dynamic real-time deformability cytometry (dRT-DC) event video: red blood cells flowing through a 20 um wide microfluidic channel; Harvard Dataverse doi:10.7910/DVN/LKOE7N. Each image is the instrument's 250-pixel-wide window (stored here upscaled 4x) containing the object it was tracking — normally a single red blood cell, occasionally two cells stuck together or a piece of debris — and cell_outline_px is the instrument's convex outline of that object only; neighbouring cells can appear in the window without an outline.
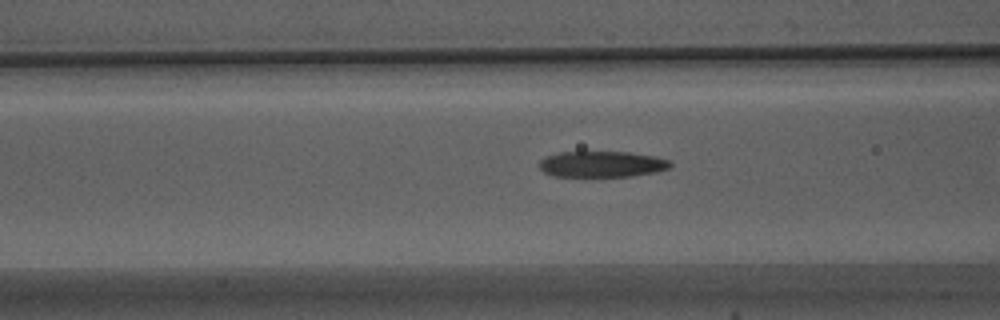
{"species": "Egyptian fruit bat (a non-hibernating species)", "species_latin": "Rousettus aegyptiacus", "temperature_condition": "warm", "stored_images_in_passage": 19, "camera_frame_rate_fps": 3000, "um_per_image_px": 0.085, "animal": {"sex": "male"}, "frame": {"image": 1, "passage_image": 11, "time_ms": 3.333, "image_size_px": [1000, 320], "cell_outline_px": [[672, 164], [668, 168], [656, 172], [632, 176], [552, 176], [544, 172], [540, 168], [540, 160], [544, 156], [560, 152], [628, 152], [656, 156], [668, 160]], "centroid_in_image_um": [51.15, 13.95], "position_along_channel_um": 115.5, "area_um2": 19.83}}
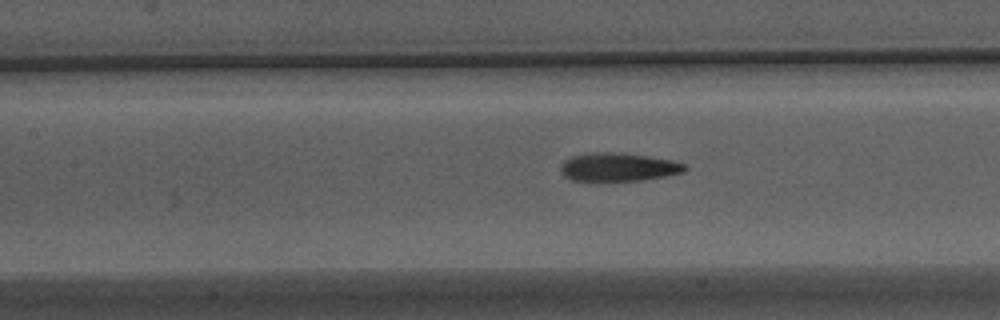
{"frame": {"image": 2, "passage_image": 14, "time_ms": 4.333, "image_size_px": [1000, 320], "cell_outline_px": [[688, 168], [684, 172], [664, 176], [640, 180], [572, 180], [564, 176], [560, 168], [560, 164], [564, 160], [572, 156], [592, 152], [612, 152], [648, 156], [672, 160], [684, 164]], "centroid_in_image_um": [52.54, 14.19], "position_along_channel_um": 154.9, "area_um2": 20.29}}